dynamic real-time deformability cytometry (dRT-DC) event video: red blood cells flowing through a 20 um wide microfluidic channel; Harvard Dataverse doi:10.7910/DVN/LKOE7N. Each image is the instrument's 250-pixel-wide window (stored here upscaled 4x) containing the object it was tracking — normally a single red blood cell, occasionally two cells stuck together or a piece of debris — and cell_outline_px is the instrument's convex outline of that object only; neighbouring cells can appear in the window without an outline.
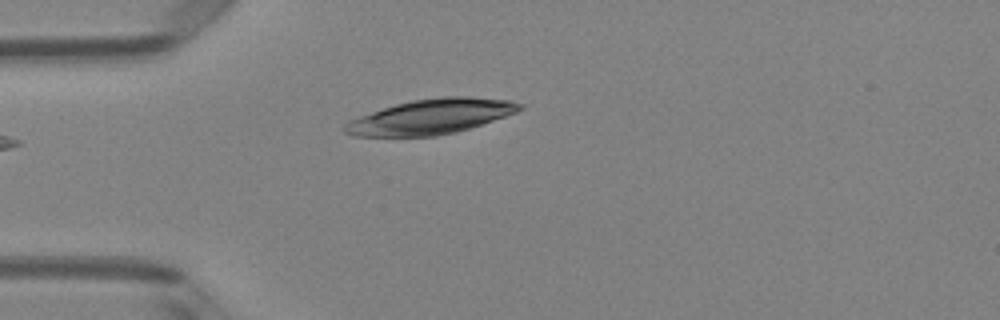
{"species": "Egyptian fruit bat (a non-hibernating species)", "species_latin": "Rousettus aegyptiacus", "temperature_condition": "room temperature", "stored_images_in_passage": 2, "camera_frame_rate_fps": 3000, "um_per_image_px": 0.085, "animal": {"sex": "female"}, "frame": {"image": 1, "passage_image": 2, "time_ms": 0.333, "image_size_px": [1000, 320], "cell_outline_px": [[524, 108], [516, 112], [456, 132], [436, 136], [352, 136], [344, 132], [344, 124], [348, 120], [396, 104], [412, 100], [440, 96], [472, 96], [512, 100], [524, 104]], "centroid_in_image_um": [36.64, 9.9], "position_along_channel_um": 48.4, "area_um2": 35.55}}